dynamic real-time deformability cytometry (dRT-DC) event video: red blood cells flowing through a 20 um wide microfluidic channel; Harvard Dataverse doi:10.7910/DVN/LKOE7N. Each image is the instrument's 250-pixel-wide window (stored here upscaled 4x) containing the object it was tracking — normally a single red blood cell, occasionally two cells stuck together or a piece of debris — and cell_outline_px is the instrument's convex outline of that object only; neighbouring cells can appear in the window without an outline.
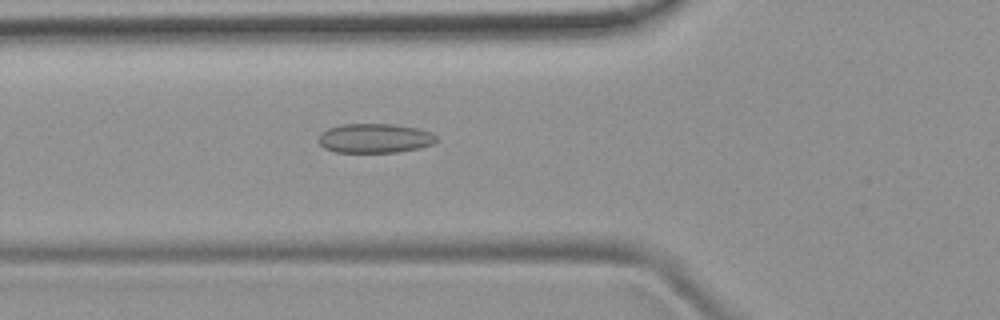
{"species": "common noctule bat (a hibernating species)", "species_latin": "Nyctalus noctula", "temperature_condition": "room temperature", "stored_images_in_passage": 48, "camera_frame_rate_fps": 3000, "um_per_image_px": 0.085, "animal": {"sex": "female", "body_mass_g": 19.9}, "frame": {"image": 1, "passage_image": 15, "time_ms": 4.667, "image_size_px": [1000, 320], "cell_outline_px": [[440, 140], [436, 144], [420, 148], [396, 152], [336, 152], [324, 148], [320, 144], [320, 132], [328, 128], [340, 124], [392, 124], [416, 128], [432, 132]], "centroid_in_image_um": [31.9, 11.75], "position_along_channel_um": 93.9, "area_um2": 20.35}}
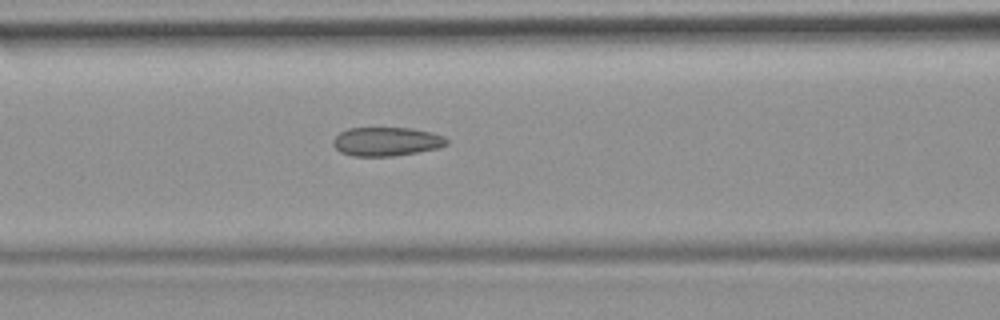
{"frame": {"image": 2, "passage_image": 18, "time_ms": 5.667, "image_size_px": [1000, 320], "cell_outline_px": [[448, 144], [440, 148], [392, 156], [352, 156], [340, 152], [332, 144], [332, 140], [340, 132], [348, 128], [412, 128], [444, 136], [448, 140]], "centroid_in_image_um": [32.83, 12.03], "position_along_channel_um": 133.8, "area_um2": 19.07}}
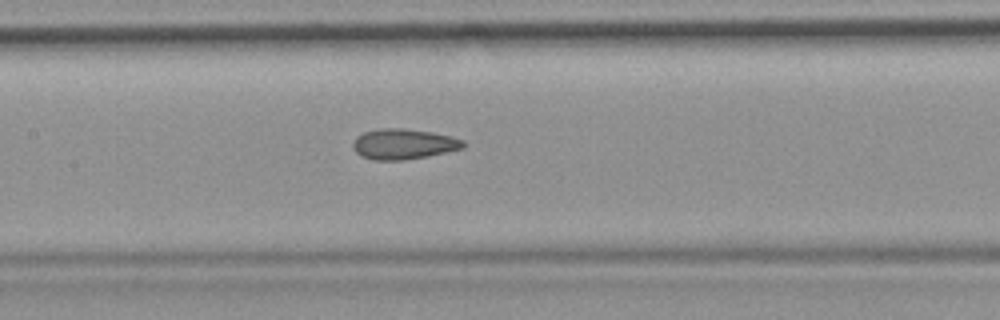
{"frame": {"image": 3, "passage_image": 21, "time_ms": 6.667, "image_size_px": [1000, 320], "cell_outline_px": [[464, 148], [428, 156], [404, 160], [372, 160], [360, 156], [352, 148], [352, 144], [356, 136], [364, 132], [380, 128], [404, 128], [432, 132], [452, 136], [464, 140]], "centroid_in_image_um": [34.28, 12.24], "position_along_channel_um": 173.1, "area_um2": 19.77}, "authors_computed_cell_mechanics": {"area_um2": 19.4208, "velocity_mm_per_s": 3.9279, "shape_relaxation_time_tau1_ms": null, "shape_relaxation_time_tau2_ms": 3.1609, "deformation_change_tau1": null, "deformation_change_tau2": 0.1013}}